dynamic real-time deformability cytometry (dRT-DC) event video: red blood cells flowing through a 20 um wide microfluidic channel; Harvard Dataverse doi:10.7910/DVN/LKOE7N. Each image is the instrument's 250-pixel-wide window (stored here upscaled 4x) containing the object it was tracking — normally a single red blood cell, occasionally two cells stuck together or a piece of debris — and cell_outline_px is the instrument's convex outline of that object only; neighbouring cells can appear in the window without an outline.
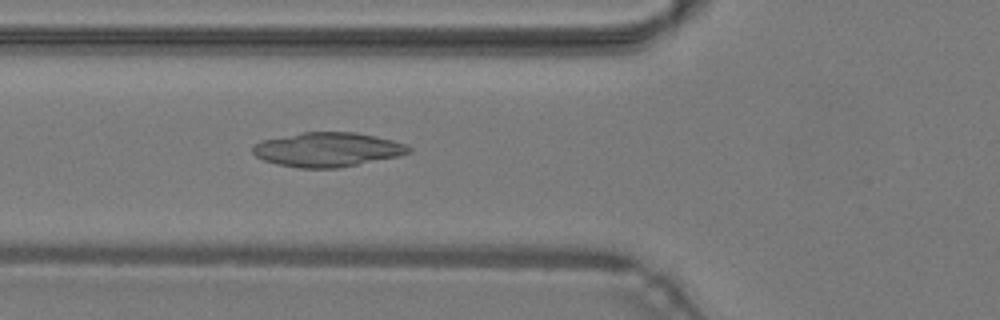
{"species": "common noctule bat (a hibernating species)", "species_latin": "Nyctalus noctula", "temperature_condition": "warm", "stored_images_in_passage": 38, "camera_frame_rate_fps": 3000, "um_per_image_px": 0.085, "animal": {"sex": "male", "body_mass_g": 19.2, "forearm_length_mm": 51.8}, "frame": {"image": 1, "passage_image": 12, "time_ms": 3.667, "image_size_px": [1000, 320], "cell_outline_px": [[412, 152], [400, 156], [336, 168], [300, 168], [276, 164], [264, 160], [256, 156], [252, 152], [252, 148], [256, 144], [264, 140], [300, 132], [356, 132], [376, 136], [408, 144], [412, 148]], "centroid_in_image_um": [27.88, 12.71], "position_along_channel_um": 97.9, "area_um2": 31.21}}
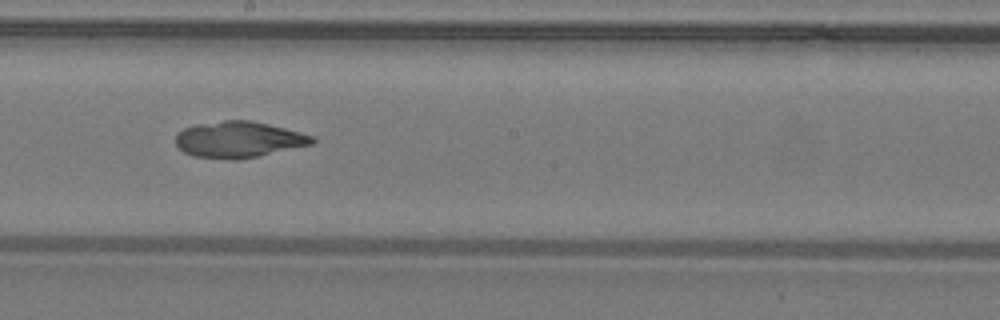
{"frame": {"image": 2, "passage_image": 21, "time_ms": 6.667, "image_size_px": [1000, 320], "cell_outline_px": [[316, 140], [312, 144], [256, 156], [236, 160], [232, 160], [196, 156], [184, 152], [176, 144], [176, 132], [184, 128], [196, 124], [224, 120], [252, 120], [316, 136]], "centroid_in_image_um": [20.28, 11.85], "position_along_channel_um": 227.9, "area_um2": 28.67}}
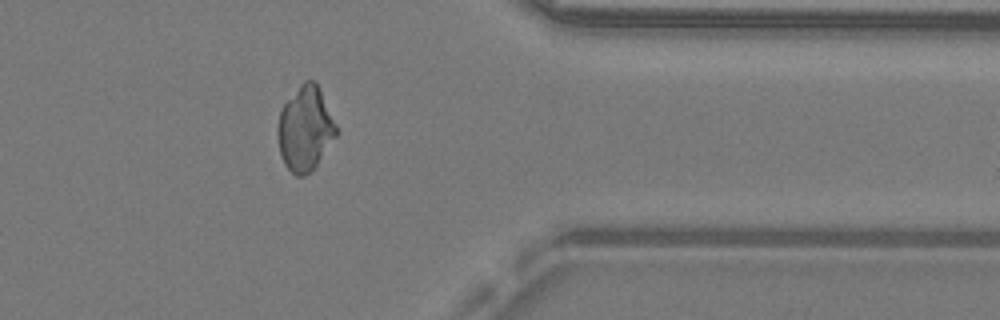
{"frame": {"image": 3, "passage_image": 33, "time_ms": 10.667, "image_size_px": [1000, 320], "cell_outline_px": [[340, 132], [316, 164], [304, 176], [296, 176], [284, 164], [280, 152], [276, 136], [276, 128], [280, 108], [300, 84], [304, 80], [316, 80], [320, 88]], "centroid_in_image_um": [25.93, 10.9], "position_along_channel_um": 385.5, "area_um2": 29.13}}